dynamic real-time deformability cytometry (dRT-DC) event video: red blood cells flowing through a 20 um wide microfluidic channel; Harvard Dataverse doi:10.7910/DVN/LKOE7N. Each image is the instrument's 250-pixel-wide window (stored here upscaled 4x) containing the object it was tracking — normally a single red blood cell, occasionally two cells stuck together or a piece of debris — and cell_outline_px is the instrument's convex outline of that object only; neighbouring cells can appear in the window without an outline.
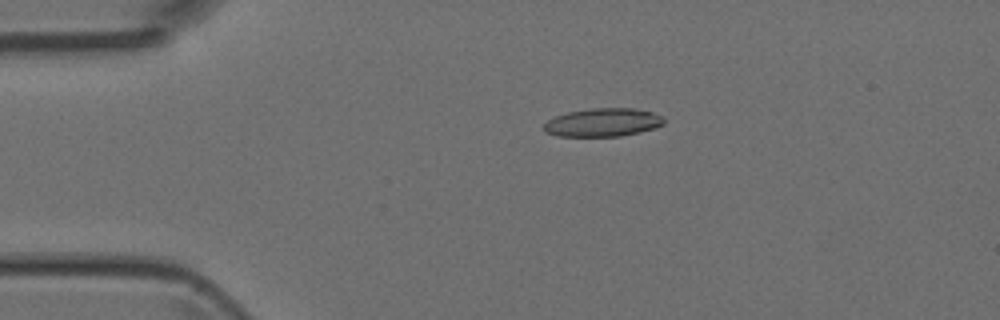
{"species": "Egyptian fruit bat (a non-hibernating species)", "species_latin": "Rousettus aegyptiacus", "temperature_condition": "room temperature", "stored_images_in_passage": 47, "camera_frame_rate_fps": 3000, "um_per_image_px": 0.085, "animal": {"sex": "female"}, "frame": {"image": 1, "passage_image": 9, "time_ms": 2.667, "image_size_px": [1000, 320], "cell_outline_px": [[664, 124], [656, 128], [640, 132], [620, 136], [556, 136], [544, 132], [544, 124], [548, 120], [556, 116], [568, 112], [592, 108], [632, 108], [652, 112], [660, 116], [664, 120]], "centroid_in_image_um": [51.24, 10.41], "position_along_channel_um": 33.8, "area_um2": 19.77}}
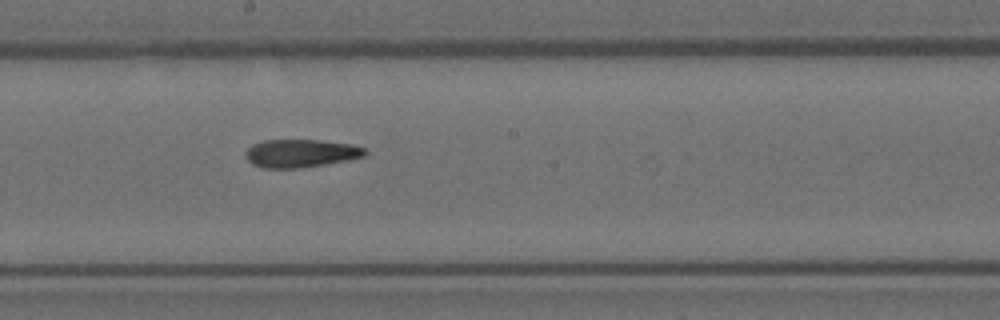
{"frame": {"image": 2, "passage_image": 25, "time_ms": 8.0, "image_size_px": [1000, 320], "cell_outline_px": [[368, 152], [364, 156], [324, 164], [300, 168], [264, 168], [252, 164], [248, 160], [244, 152], [252, 144], [264, 140], [320, 140], [352, 144], [364, 148]], "centroid_in_image_um": [25.53, 13.02], "position_along_channel_um": 222.7, "area_um2": 19.42}}
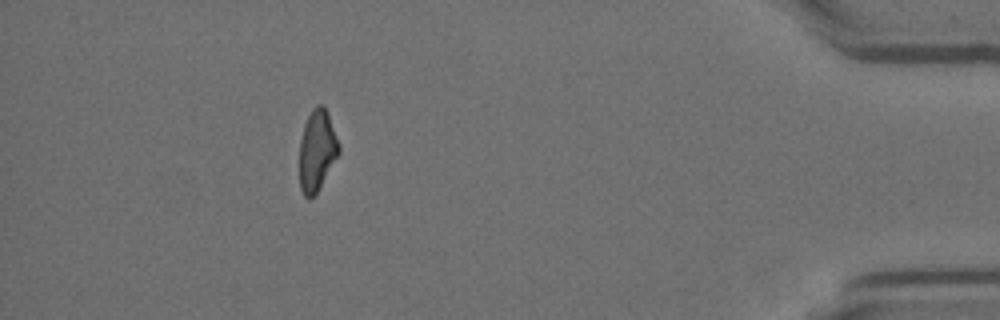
{"frame": {"image": 3, "passage_image": 42, "time_ms": 13.667, "image_size_px": [1000, 320], "cell_outline_px": [[340, 152], [316, 192], [308, 200], [304, 196], [300, 188], [300, 140], [304, 124], [312, 108], [316, 104], [324, 104], [340, 148]], "centroid_in_image_um": [26.92, 12.76], "position_along_channel_um": 408.3, "area_um2": 18.26}}